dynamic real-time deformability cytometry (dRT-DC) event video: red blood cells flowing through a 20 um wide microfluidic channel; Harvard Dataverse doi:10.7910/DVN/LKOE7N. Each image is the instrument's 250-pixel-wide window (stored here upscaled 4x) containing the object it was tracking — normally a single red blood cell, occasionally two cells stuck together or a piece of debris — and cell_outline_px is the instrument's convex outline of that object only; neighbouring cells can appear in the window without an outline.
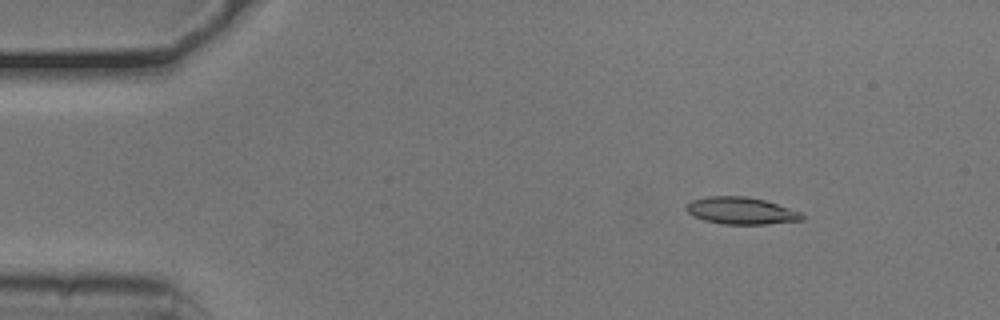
{"species": "common noctule bat (a hibernating species)", "species_latin": "Nyctalus noctula", "temperature_condition": "cold", "stored_images_in_passage": 48, "camera_frame_rate_fps": 3000, "um_per_image_px": 0.085, "animal": {"sex": "male", "body_mass_g": 20.5, "forearm_length_mm": 52.5}, "frame": {"image": 1, "passage_image": 2, "time_ms": 0.333, "image_size_px": [1000, 320], "cell_outline_px": [[804, 220], [768, 224], [720, 224], [704, 220], [692, 216], [684, 208], [692, 200], [708, 196], [748, 196], [764, 200], [800, 212], [804, 216]], "centroid_in_image_um": [62.97, 17.92], "position_along_channel_um": 22.0, "area_um2": 18.26}}
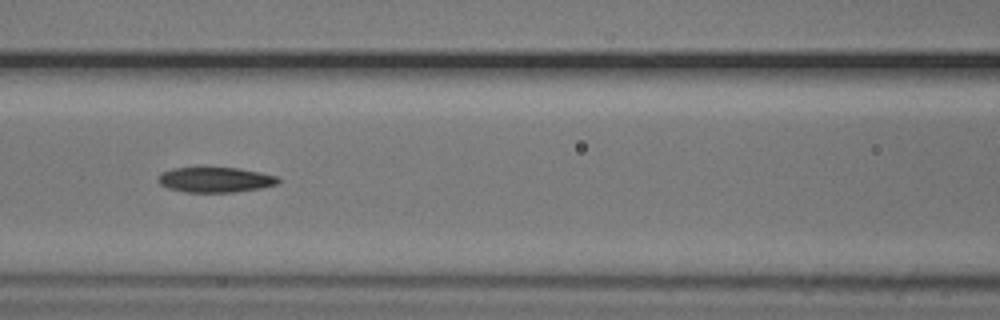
{"frame": {"image": 2, "passage_image": 18, "time_ms": 5.667, "image_size_px": [1000, 320], "cell_outline_px": [[280, 180], [276, 184], [260, 188], [236, 192], [184, 192], [168, 188], [160, 184], [156, 180], [164, 172], [172, 168], [196, 164], [240, 168], [260, 172], [276, 176]], "centroid_in_image_um": [18.24, 15.22], "position_along_channel_um": 148.4, "area_um2": 18.44}}
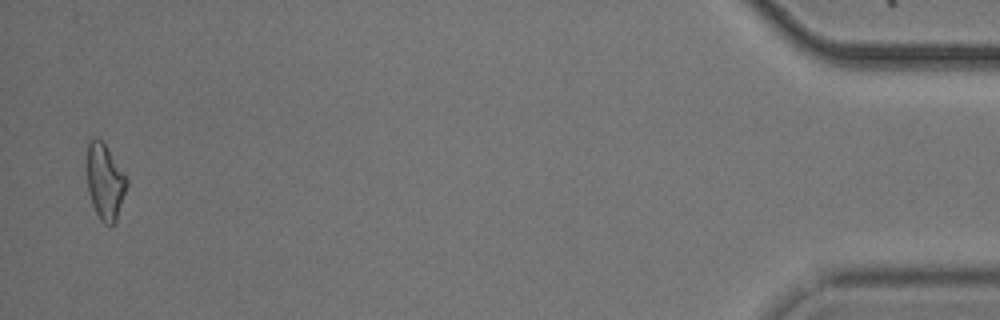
{"frame": {"image": 3, "passage_image": 47, "time_ms": 15.333, "image_size_px": [1000, 320], "cell_outline_px": [[128, 184], [116, 220], [108, 228], [100, 220], [92, 204], [88, 192], [88, 144], [96, 136], [108, 148], [128, 180]], "centroid_in_image_um": [8.94, 15.49], "position_along_channel_um": 426.3, "area_um2": 17.28}, "authors_computed_cell_mechanics": {"area_um2": 17.8024, "velocity_mm_per_s": 3.7942, "shape_relaxation_time_tau1_ms": 2.8889, "shape_relaxation_time_tau2_ms": null, "deformation_change_tau1": 0.1052, "deformation_change_tau2": null}}